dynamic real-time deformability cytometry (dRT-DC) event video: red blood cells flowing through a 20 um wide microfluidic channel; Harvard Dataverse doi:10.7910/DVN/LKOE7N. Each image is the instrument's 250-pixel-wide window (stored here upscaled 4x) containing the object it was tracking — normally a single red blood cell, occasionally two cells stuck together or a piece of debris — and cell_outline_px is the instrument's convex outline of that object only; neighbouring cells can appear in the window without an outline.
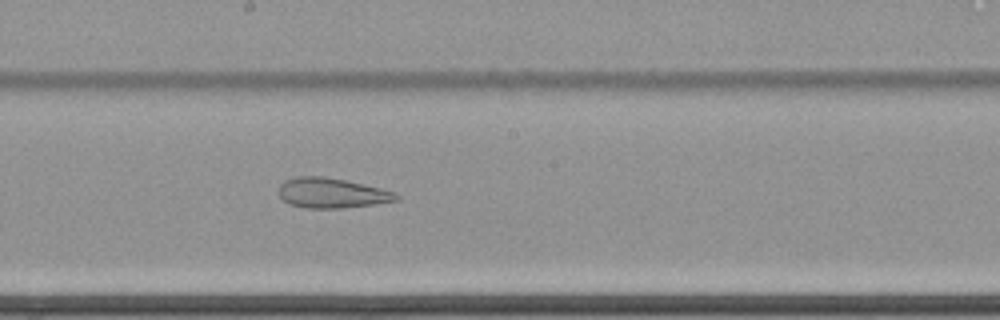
{"species": "common noctule bat (a hibernating species)", "species_latin": "Nyctalus noctula", "temperature_condition": "cold", "stored_images_in_passage": 64, "camera_frame_rate_fps": 3000, "um_per_image_px": 0.085, "animal": {"sex": "female", "body_mass_g": 22.7, "forearm_length_mm": 54.2}, "frame": {"image": 1, "passage_image": 38, "time_ms": 12.333, "image_size_px": [1000, 320], "cell_outline_px": [[400, 200], [376, 204], [344, 208], [304, 208], [288, 204], [280, 196], [280, 184], [284, 180], [296, 176], [320, 176], [344, 180], [380, 188], [396, 192], [400, 196]], "centroid_in_image_um": [28.22, 16.42], "position_along_channel_um": 220.0, "area_um2": 20.63}}
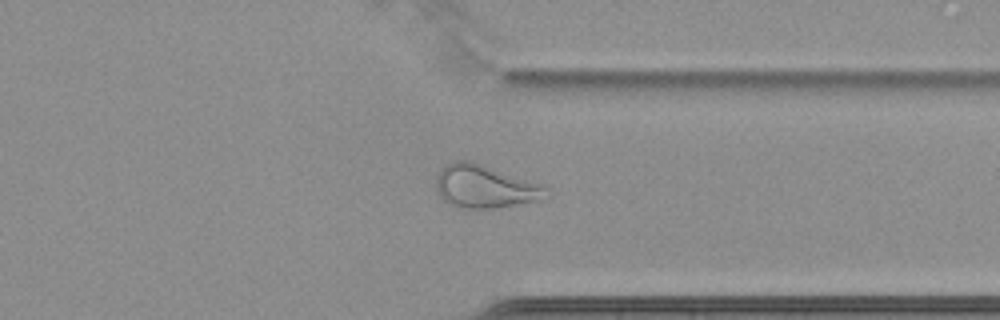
{"frame": {"image": 2, "passage_image": 51, "time_ms": 16.667, "image_size_px": [1000, 320], "cell_outline_px": [[552, 196], [544, 200], [496, 208], [456, 208], [448, 204], [436, 192], [436, 176], [440, 168], [452, 160], [468, 160], [544, 184], [552, 188]], "centroid_in_image_um": [41.29, 15.87], "position_along_channel_um": 370.1, "area_um2": 28.5}}
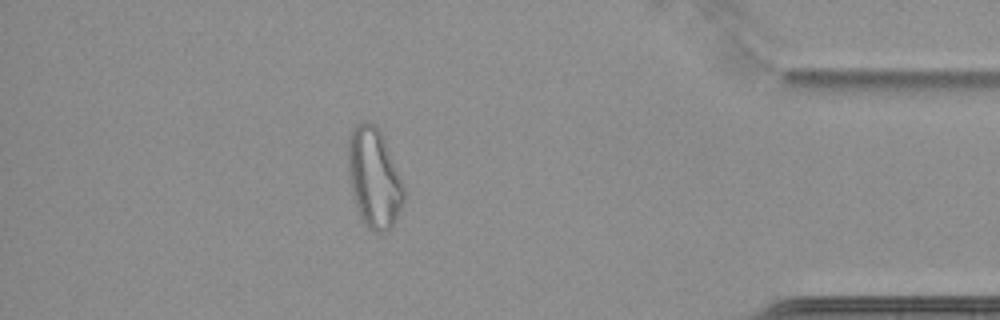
{"frame": {"image": 3, "passage_image": 57, "time_ms": 18.667, "image_size_px": [1000, 320], "cell_outline_px": [[404, 200], [392, 224], [384, 232], [376, 232], [368, 228], [364, 224], [360, 216], [356, 204], [348, 172], [348, 136], [352, 128], [360, 120], [368, 120], [376, 124], [380, 128], [384, 136], [404, 188]], "centroid_in_image_um": [31.77, 15.02], "position_along_channel_um": 403.4, "area_um2": 32.25}}